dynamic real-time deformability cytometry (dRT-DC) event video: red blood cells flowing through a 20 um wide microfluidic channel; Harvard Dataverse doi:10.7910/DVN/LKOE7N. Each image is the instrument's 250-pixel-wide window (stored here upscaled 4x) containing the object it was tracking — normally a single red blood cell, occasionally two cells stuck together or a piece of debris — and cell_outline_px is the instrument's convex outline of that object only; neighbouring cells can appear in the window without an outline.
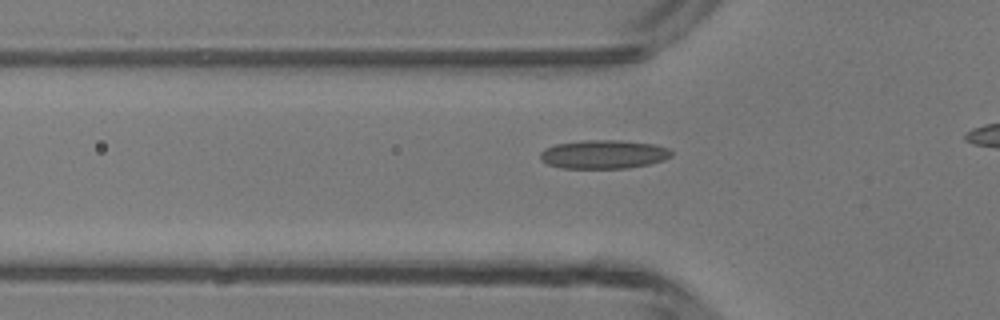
{"species": "common noctule bat (a hibernating species)", "species_latin": "Nyctalus noctula", "temperature_condition": "room temperature", "stored_images_in_passage": 33, "camera_frame_rate_fps": 3000, "um_per_image_px": 0.085, "animal": {"sex": "male", "body_mass_g": 13.3}, "frame": {"image": 1, "passage_image": 10, "time_ms": 3.0, "image_size_px": [1000, 320], "cell_outline_px": [[672, 156], [664, 160], [648, 164], [628, 168], [560, 168], [548, 164], [540, 160], [540, 152], [544, 148], [556, 144], [584, 140], [620, 140], [656, 144], [668, 148], [672, 152]], "centroid_in_image_um": [51.3, 13.11], "position_along_channel_um": 74.5, "area_um2": 22.08}}
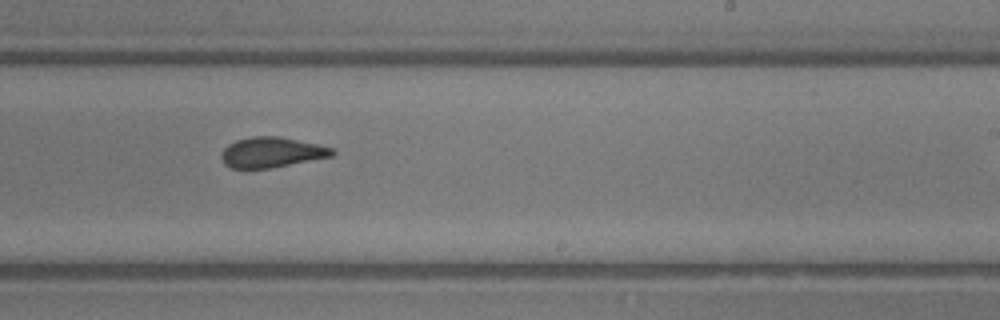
{"frame": {"image": 2, "passage_image": 23, "time_ms": 7.333, "image_size_px": [1000, 320], "cell_outline_px": [[336, 152], [332, 156], [268, 168], [228, 168], [224, 164], [220, 156], [220, 152], [228, 144], [236, 140], [252, 136], [280, 136], [320, 144], [332, 148]], "centroid_in_image_um": [23.06, 12.93], "position_along_channel_um": 265.9, "area_um2": 19.65}}
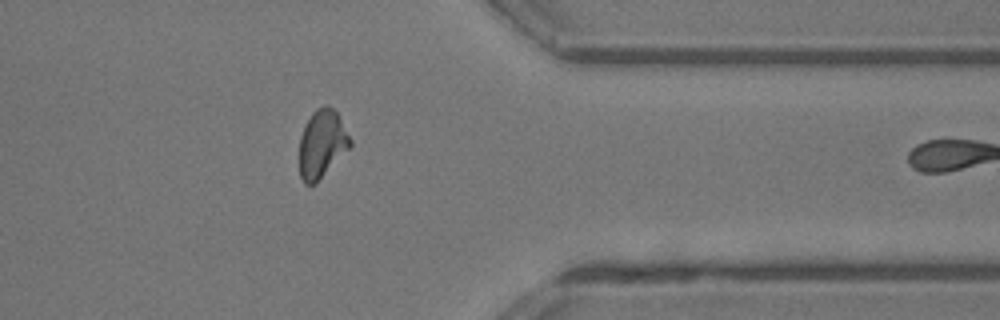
{"frame": {"image": 3, "passage_image": 32, "time_ms": 10.333, "image_size_px": [1000, 320], "cell_outline_px": [[352, 144], [316, 184], [304, 184], [300, 176], [300, 136], [312, 112], [316, 108], [324, 104], [328, 104], [336, 112], [352, 140]], "centroid_in_image_um": [27.36, 12.22], "position_along_channel_um": 384.0, "area_um2": 19.94}}